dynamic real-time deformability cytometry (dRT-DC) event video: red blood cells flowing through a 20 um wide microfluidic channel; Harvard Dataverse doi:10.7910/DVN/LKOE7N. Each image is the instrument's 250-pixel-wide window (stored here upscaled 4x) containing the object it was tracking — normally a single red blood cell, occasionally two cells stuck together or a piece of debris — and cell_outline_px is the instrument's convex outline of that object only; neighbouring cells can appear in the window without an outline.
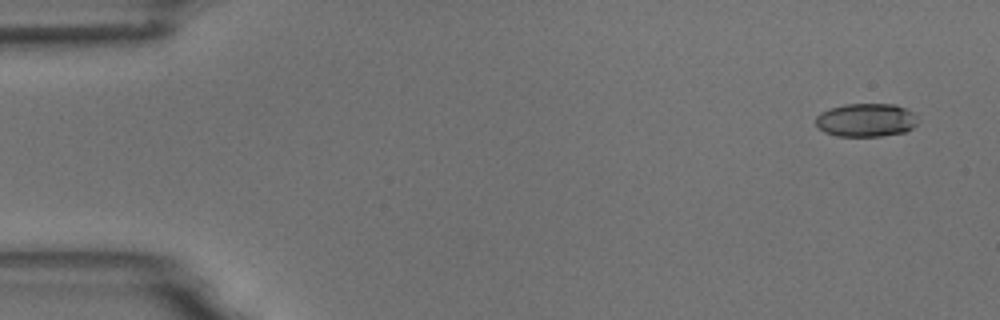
{"species": "common noctule bat (a hibernating species)", "species_latin": "Nyctalus noctula", "temperature_condition": "room temperature", "stored_images_in_passage": 4, "camera_frame_rate_fps": 3000, "um_per_image_px": 0.085, "animal": {"sex": "male", "body_mass_g": 18.8}, "frame": {"image": 1, "passage_image": 1, "time_ms": 0.0, "image_size_px": [1000, 320], "cell_outline_px": [[916, 124], [912, 128], [904, 132], [880, 136], [836, 136], [824, 132], [816, 124], [816, 116], [820, 112], [828, 108], [844, 104], [896, 104], [912, 112], [916, 116]], "centroid_in_image_um": [73.58, 10.2], "position_along_channel_um": 11.4, "area_um2": 19.88}}
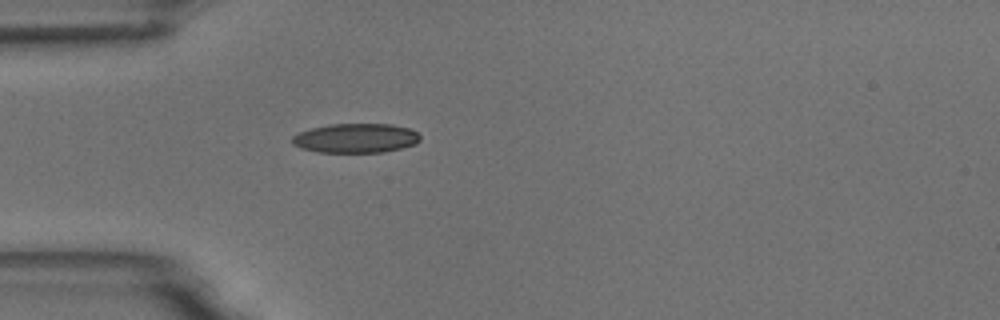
{"frame": {"image": 2, "passage_image": 4, "time_ms": 4.333, "image_size_px": [1000, 320], "cell_outline_px": [[420, 140], [416, 144], [384, 152], [320, 152], [300, 148], [292, 144], [292, 136], [300, 132], [312, 128], [328, 124], [392, 124], [408, 128], [416, 132], [420, 136]], "centroid_in_image_um": [30.23, 11.74], "position_along_channel_um": 54.8, "area_um2": 21.85}}